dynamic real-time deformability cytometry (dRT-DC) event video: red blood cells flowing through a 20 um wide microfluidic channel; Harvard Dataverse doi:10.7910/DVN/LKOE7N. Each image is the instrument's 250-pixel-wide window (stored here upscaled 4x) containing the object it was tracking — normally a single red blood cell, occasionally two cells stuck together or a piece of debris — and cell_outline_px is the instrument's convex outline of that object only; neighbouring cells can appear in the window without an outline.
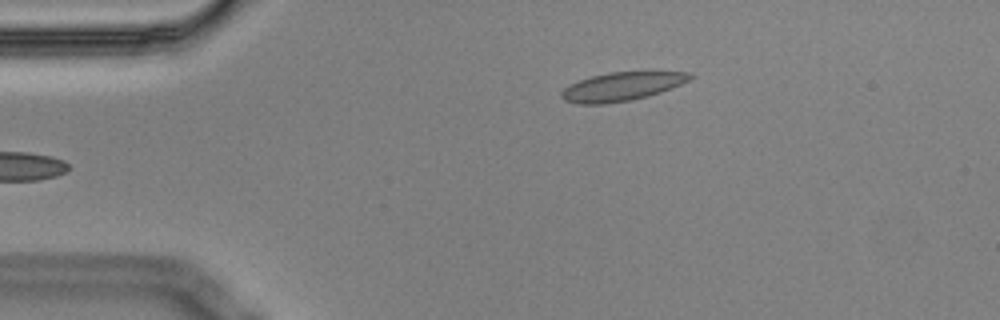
{"species": "Egyptian fruit bat (a non-hibernating species)", "species_latin": "Rousettus aegyptiacus", "temperature_condition": "cold", "stored_images_in_passage": 3, "camera_frame_rate_fps": 3000, "um_per_image_px": 0.085, "animal": {"sex": "male"}, "frame": {"image": 1, "passage_image": 3, "time_ms": 0.667, "image_size_px": [1000, 320], "cell_outline_px": [[696, 76], [680, 84], [660, 92], [648, 96], [632, 100], [604, 104], [580, 104], [564, 100], [560, 96], [560, 92], [568, 84], [592, 76], [608, 72], [652, 68], [692, 72]], "centroid_in_image_um": [52.96, 7.28], "position_along_channel_um": 32.0, "area_um2": 22.6}}